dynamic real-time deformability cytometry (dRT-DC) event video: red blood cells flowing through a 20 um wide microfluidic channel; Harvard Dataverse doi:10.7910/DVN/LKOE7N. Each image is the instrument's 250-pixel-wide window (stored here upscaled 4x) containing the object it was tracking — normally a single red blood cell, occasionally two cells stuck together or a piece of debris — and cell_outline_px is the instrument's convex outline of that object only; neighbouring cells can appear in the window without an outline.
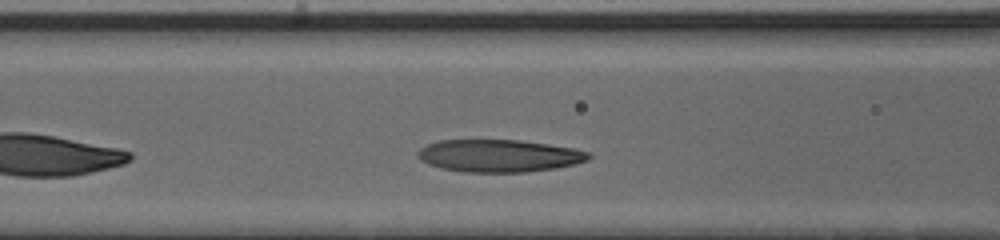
{"species": "human", "species_latin": "Homo sapiens", "temperature_condition": "cold", "stored_images_in_passage": 28, "camera_frame_rate_fps": 3000, "um_per_image_px": 0.085, "donor": {"sex": "male"}, "frame": {"image": 1, "passage_image": 7, "time_ms": 2.0, "image_size_px": [1000, 240], "cell_outline_px": [[592, 156], [588, 160], [576, 164], [556, 168], [524, 172], [464, 172], [440, 168], [428, 164], [420, 160], [416, 156], [416, 152], [420, 148], [428, 144], [440, 140], [520, 140], [576, 148], [592, 152]], "centroid_in_image_um": [42.44, 13.24], "position_along_channel_um": 124.2, "area_um2": 32.66}}
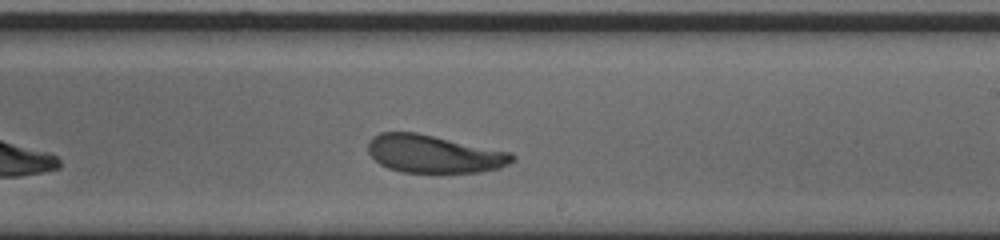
{"frame": {"image": 2, "passage_image": 17, "time_ms": 5.333, "image_size_px": [1000, 240], "cell_outline_px": [[516, 160], [500, 168], [480, 172], [440, 176], [432, 176], [404, 172], [388, 168], [380, 164], [368, 152], [368, 140], [372, 136], [380, 132], [416, 132], [512, 152], [516, 156]], "centroid_in_image_um": [36.92, 13.14], "position_along_channel_um": 252.1, "area_um2": 33.12}}
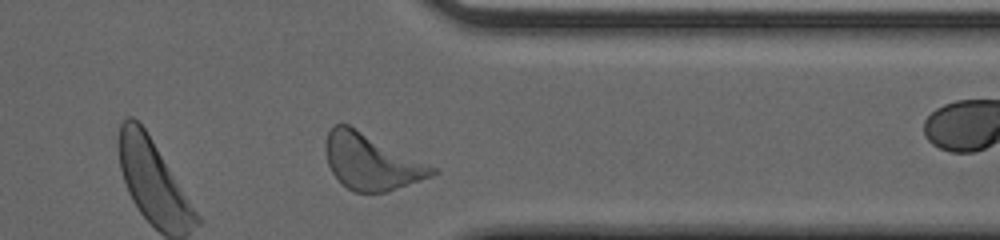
{"frame": {"image": 3, "passage_image": 27, "time_ms": 8.667, "image_size_px": [1000, 240], "cell_outline_px": [[440, 172], [432, 176], [388, 192], [356, 192], [340, 184], [332, 172], [328, 164], [324, 148], [324, 144], [328, 132], [332, 124], [348, 124], [436, 168]], "centroid_in_image_um": [31.52, 13.76], "position_along_channel_um": 379.9, "area_um2": 34.56}, "authors_computed_cell_mechanics": {"area_um2": 32.6281, "velocity_mm_per_s": 3.8667, "shape_relaxation_time_tau1_ms": 2.3123, "shape_relaxation_time_tau2_ms": 3.0845, "deformation_change_tau1": 0.1225, "deformation_change_tau2": 0.1149}}